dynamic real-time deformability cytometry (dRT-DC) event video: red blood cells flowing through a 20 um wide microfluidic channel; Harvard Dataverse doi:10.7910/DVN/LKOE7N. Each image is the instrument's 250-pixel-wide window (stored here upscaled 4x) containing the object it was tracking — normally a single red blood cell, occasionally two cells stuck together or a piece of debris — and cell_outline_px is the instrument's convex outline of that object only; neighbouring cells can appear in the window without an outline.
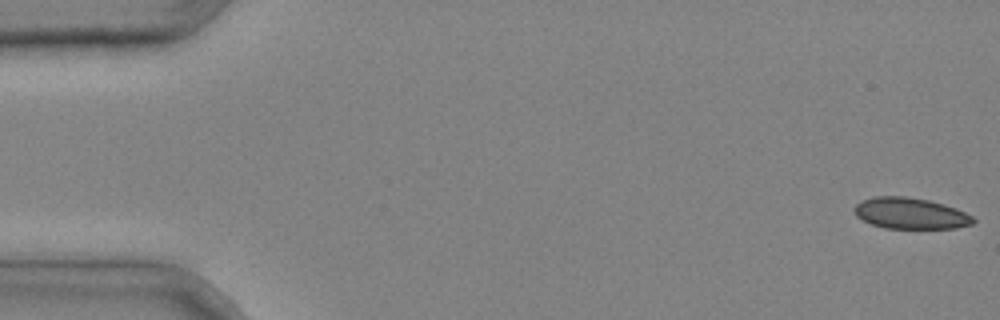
{"species": "common noctule bat (a hibernating species)", "species_latin": "Nyctalus noctula", "temperature_condition": "cold", "stored_images_in_passage": 42, "camera_frame_rate_fps": 3000, "um_per_image_px": 0.085, "animal": {"sex": "male", "body_mass_g": 20.4}, "frame": {"image": 1, "passage_image": 1, "time_ms": 0.0, "image_size_px": [1000, 320], "cell_outline_px": [[976, 220], [972, 224], [956, 228], [884, 228], [872, 224], [856, 216], [852, 208], [856, 204], [872, 196], [908, 196], [928, 200], [944, 204], [956, 208], [972, 216]], "centroid_in_image_um": [77.37, 18.13], "position_along_channel_um": 7.6, "area_um2": 21.62}}
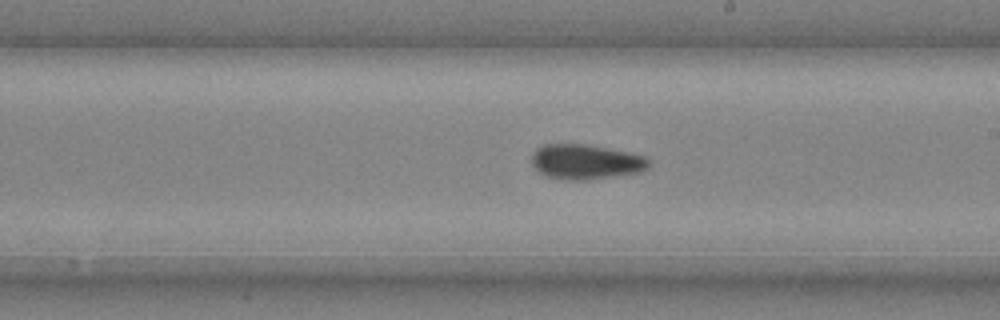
{"frame": {"image": 2, "passage_image": 25, "time_ms": 8.0, "image_size_px": [1000, 320], "cell_outline_px": [[648, 168], [640, 172], [588, 180], [560, 180], [544, 176], [532, 164], [532, 156], [536, 148], [544, 144], [588, 144], [628, 152], [644, 156], [648, 160]], "centroid_in_image_um": [49.76, 13.76], "position_along_channel_um": 239.2, "area_um2": 23.93}}
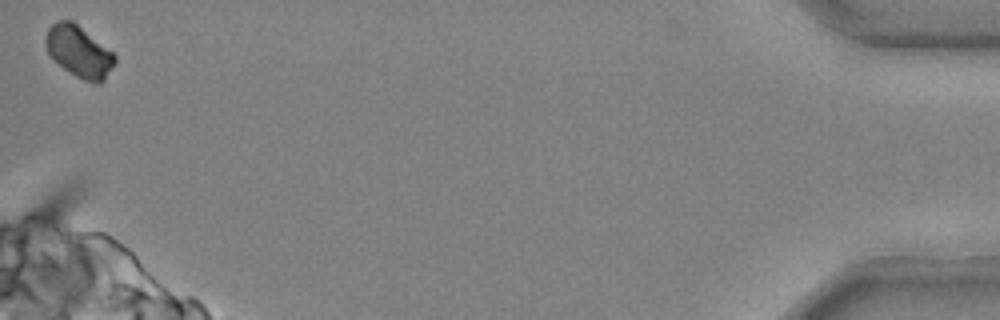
{"frame": {"image": 3, "passage_image": 42, "time_ms": 13.667, "image_size_px": [1000, 320], "cell_outline_px": [[116, 60], [104, 80], [100, 84], [84, 80], [76, 76], [64, 68], [48, 52], [44, 44], [44, 40], [48, 28], [56, 20], [72, 20], [112, 52], [116, 56]], "centroid_in_image_um": [6.7, 4.36], "position_along_channel_um": 428.5, "area_um2": 20.35}}